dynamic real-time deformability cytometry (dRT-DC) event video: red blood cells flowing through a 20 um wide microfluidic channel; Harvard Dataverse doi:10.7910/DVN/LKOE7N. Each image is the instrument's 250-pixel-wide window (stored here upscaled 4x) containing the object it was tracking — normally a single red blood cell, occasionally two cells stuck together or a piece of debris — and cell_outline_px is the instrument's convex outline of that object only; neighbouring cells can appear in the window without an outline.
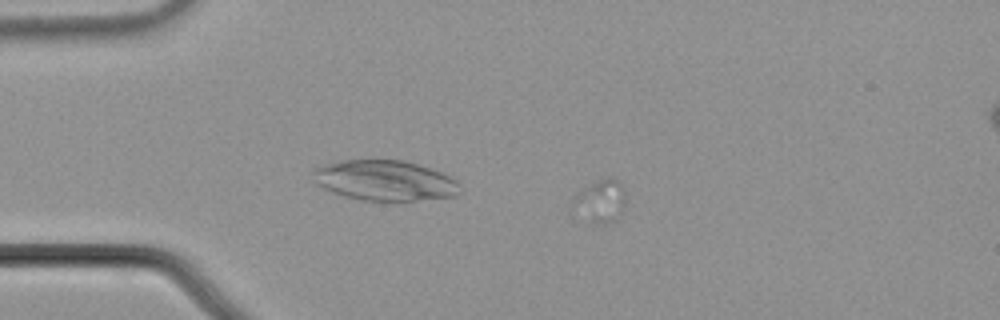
{"species": "common noctule bat (a hibernating species)", "species_latin": "Nyctalus noctula", "temperature_condition": "cold", "stored_images_in_passage": 24, "camera_frame_rate_fps": 3000, "um_per_image_px": 0.085, "animal": {"sex": "male", "body_mass_g": 21.5, "forearm_length_mm": 52.0}, "frame": {"image": 1, "passage_image": 9, "time_ms": 2.667, "image_size_px": [1000, 320], "cell_outline_px": [[624, 204], [620, 216], [616, 220], [608, 224], [596, 224], [568, 212], [568, 208], [572, 200], [584, 188], [608, 176], [612, 176], [620, 184], [624, 192]], "centroid_in_image_um": [50.95, 17.16], "position_along_channel_um": 34.0, "area_um2": 13.53}}